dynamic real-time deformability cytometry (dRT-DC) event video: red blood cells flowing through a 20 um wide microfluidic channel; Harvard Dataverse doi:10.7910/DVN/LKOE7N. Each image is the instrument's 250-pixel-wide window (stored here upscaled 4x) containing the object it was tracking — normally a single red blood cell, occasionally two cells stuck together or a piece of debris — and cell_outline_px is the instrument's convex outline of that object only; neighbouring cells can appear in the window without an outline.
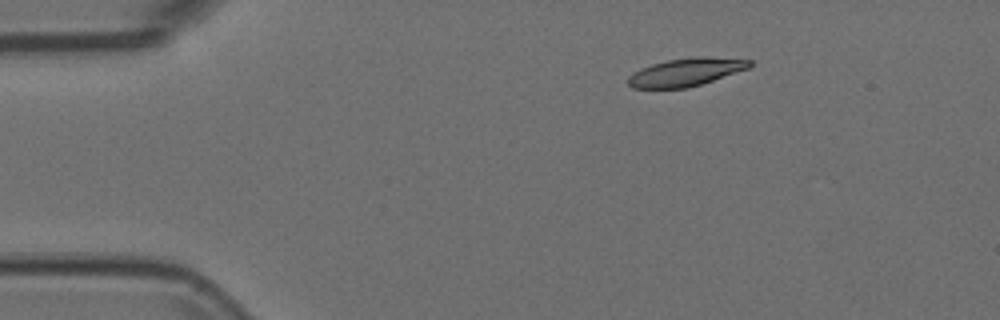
{"species": "Egyptian fruit bat (a non-hibernating species)", "species_latin": "Rousettus aegyptiacus", "temperature_condition": "room temperature", "stored_images_in_passage": 9, "camera_frame_rate_fps": 3000, "um_per_image_px": 0.085, "animal": {"sex": "female"}, "frame": {"image": 1, "passage_image": 1, "time_ms": 0.0, "image_size_px": [1000, 320], "cell_outline_px": [[752, 64], [748, 68], [688, 88], [632, 88], [628, 84], [628, 76], [632, 72], [640, 68], [652, 64], [668, 60], [696, 56], [704, 56], [752, 60]], "centroid_in_image_um": [58.26, 6.12], "position_along_channel_um": 26.7, "area_um2": 19.65}}
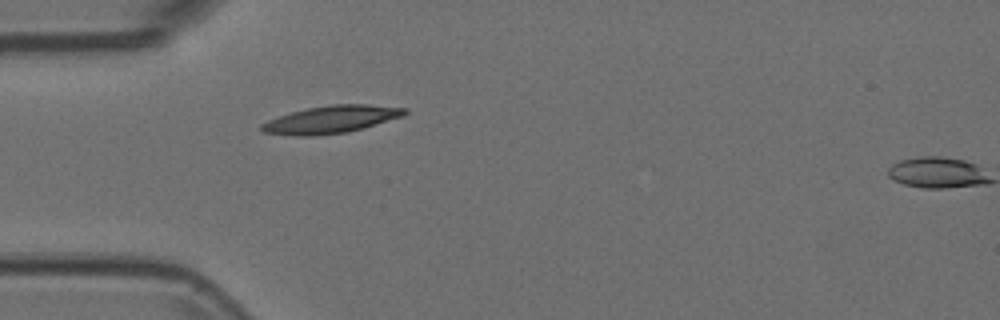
{"frame": {"image": 2, "passage_image": 8, "time_ms": 2.333, "image_size_px": [1000, 320], "cell_outline_px": [[408, 112], [404, 116], [364, 128], [348, 132], [312, 136], [292, 136], [264, 132], [260, 128], [260, 124], [268, 120], [292, 112], [308, 108], [332, 104], [368, 104], [408, 108]], "centroid_in_image_um": [28.18, 10.15], "position_along_channel_um": 56.8, "area_um2": 23.0}}